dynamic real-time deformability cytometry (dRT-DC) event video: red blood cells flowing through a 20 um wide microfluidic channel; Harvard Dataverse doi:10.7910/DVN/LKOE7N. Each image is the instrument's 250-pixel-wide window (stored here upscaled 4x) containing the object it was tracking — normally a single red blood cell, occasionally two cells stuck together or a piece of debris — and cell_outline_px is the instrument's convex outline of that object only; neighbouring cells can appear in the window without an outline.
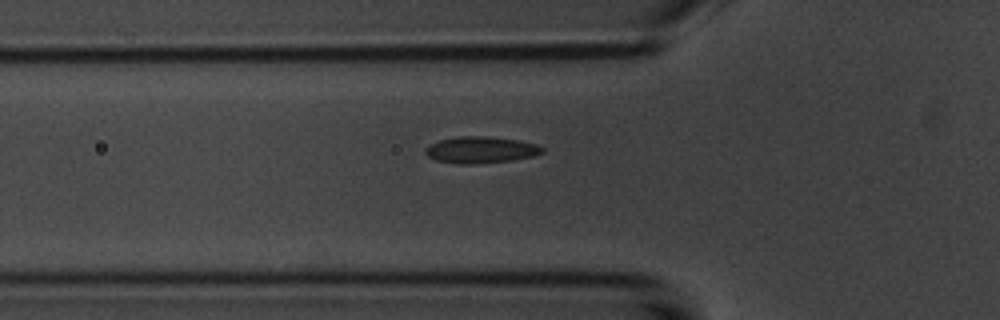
{"species": "common noctule bat (a hibernating species)", "species_latin": "Nyctalus noctula", "temperature_condition": "room temperature", "stored_images_in_passage": 39, "camera_frame_rate_fps": 3000, "um_per_image_px": 0.085, "animal": {"sex": "male", "body_mass_g": 20.1, "forearm_length_mm": 53.5}, "frame": {"image": 1, "passage_image": 6, "time_ms": 1.667, "image_size_px": [1000, 320], "cell_outline_px": [[544, 152], [532, 156], [512, 160], [476, 164], [460, 164], [436, 160], [428, 156], [424, 152], [424, 148], [428, 144], [440, 140], [460, 136], [488, 136], [520, 140], [536, 144], [544, 148]], "centroid_in_image_um": [40.85, 12.73], "position_along_channel_um": 84.9, "area_um2": 18.21}}
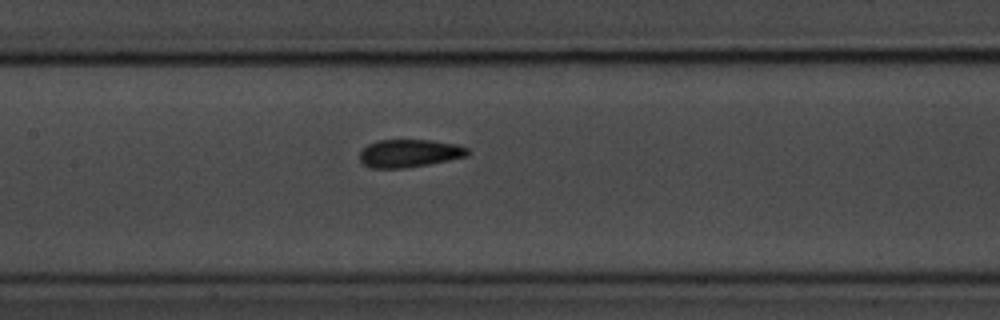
{"frame": {"image": 2, "passage_image": 13, "time_ms": 4.0, "image_size_px": [1000, 320], "cell_outline_px": [[468, 156], [428, 164], [404, 168], [372, 168], [364, 164], [360, 160], [360, 152], [368, 144], [376, 140], [432, 140], [456, 144], [468, 148]], "centroid_in_image_um": [34.79, 13.02], "position_along_channel_um": 172.6, "area_um2": 17.46}}
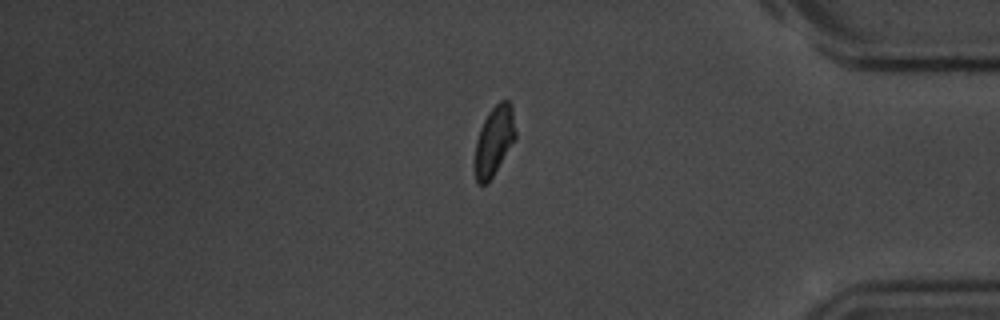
{"frame": {"image": 3, "passage_image": 33, "time_ms": 10.667, "image_size_px": [1000, 320], "cell_outline_px": [[516, 136], [488, 184], [476, 184], [476, 140], [480, 128], [488, 112], [500, 100], [508, 100], [512, 104], [516, 132]], "centroid_in_image_um": [42.01, 11.93], "position_along_channel_um": 393.2, "area_um2": 16.18}, "authors_computed_cell_mechanics": {"area_um2": 17.2822, "velocity_mm_per_s": 3.7267, "shape_relaxation_time_tau1_ms": 4.7045, "shape_relaxation_time_tau2_ms": 2.5926, "deformation_change_tau1": 0.1296, "deformation_change_tau2": 0.0901}}